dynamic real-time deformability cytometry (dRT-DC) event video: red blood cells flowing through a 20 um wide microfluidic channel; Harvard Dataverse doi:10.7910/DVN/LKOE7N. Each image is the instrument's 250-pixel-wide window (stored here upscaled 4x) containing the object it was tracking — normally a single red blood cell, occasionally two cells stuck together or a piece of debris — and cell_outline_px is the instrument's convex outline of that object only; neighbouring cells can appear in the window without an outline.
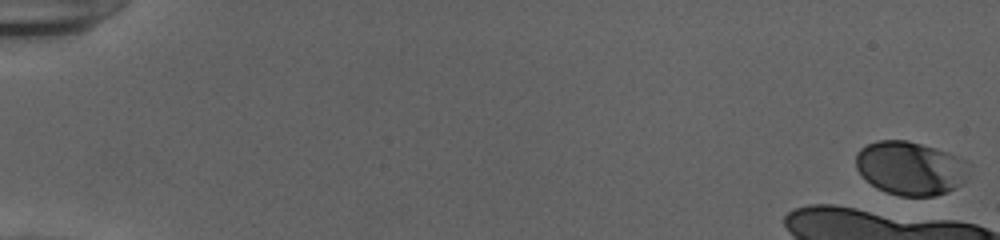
{"species": "human", "species_latin": "Homo sapiens", "temperature_condition": "cold", "stored_images_in_passage": 8, "camera_frame_rate_fps": 3000, "um_per_image_px": 0.085, "donor": {"sex": "female"}, "frame": {"image": 1, "passage_image": 1, "time_ms": 0.0, "image_size_px": [1000, 240], "cell_outline_px": [[972, 164], [964, 180], [956, 188], [936, 196], [900, 196], [876, 188], [856, 168], [856, 152], [860, 148], [876, 140], [908, 140], [948, 152]], "centroid_in_image_um": [77.4, 14.29], "position_along_channel_um": 7.6, "area_um2": 35.37}}